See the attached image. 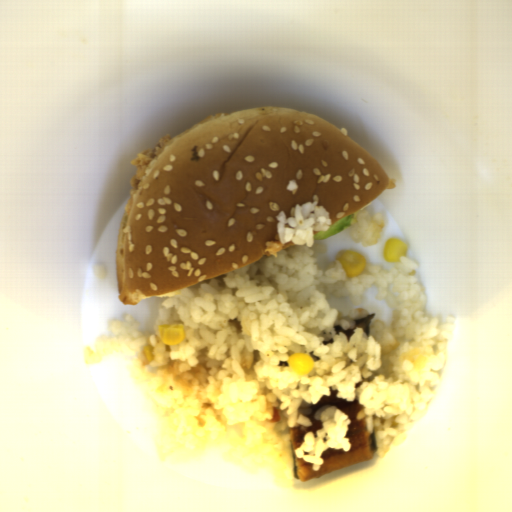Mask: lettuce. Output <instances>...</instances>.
<instances>
[{
	"instance_id": "1",
	"label": "lettuce",
	"mask_w": 512,
	"mask_h": 512,
	"mask_svg": "<svg viewBox=\"0 0 512 512\" xmlns=\"http://www.w3.org/2000/svg\"><path fill=\"white\" fill-rule=\"evenodd\" d=\"M357 213L350 214L346 217L341 218L335 224L331 225L328 230H315L313 231V239L324 240L328 237H331L340 231L348 228H352L355 225Z\"/></svg>"
}]
</instances>
